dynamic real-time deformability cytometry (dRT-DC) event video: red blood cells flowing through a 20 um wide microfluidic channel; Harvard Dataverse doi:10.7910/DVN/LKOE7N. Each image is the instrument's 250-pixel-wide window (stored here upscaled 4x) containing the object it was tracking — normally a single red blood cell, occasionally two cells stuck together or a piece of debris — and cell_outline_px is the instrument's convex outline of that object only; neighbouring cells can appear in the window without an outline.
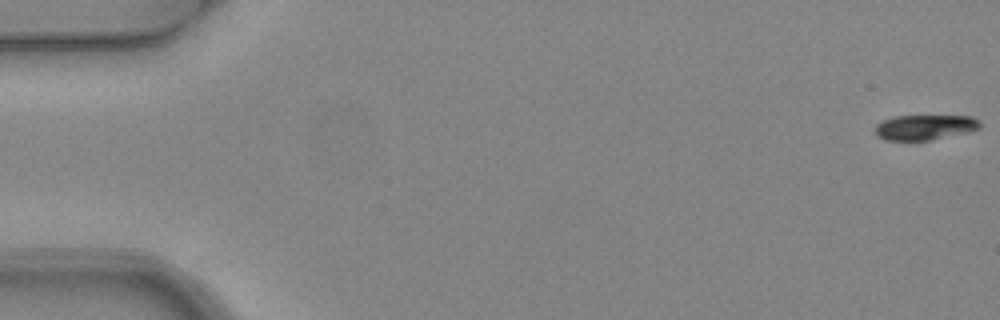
{"species": "common noctule bat (a hibernating species)", "species_latin": "Nyctalus noctula", "temperature_condition": "warm", "stored_images_in_passage": 5, "camera_frame_rate_fps": 3000, "um_per_image_px": 0.085, "animal": {"sex": "female", "body_mass_g": 24.6, "forearm_length_mm": 56.2}, "frame": {"image": 1, "passage_image": 1, "time_ms": 0.0, "image_size_px": [1000, 320], "cell_outline_px": [[980, 128], [968, 132], [928, 140], [884, 140], [876, 136], [876, 124], [884, 120], [896, 116], [972, 116], [980, 120]], "centroid_in_image_um": [78.62, 10.81], "position_along_channel_um": 6.4, "area_um2": 15.26}}
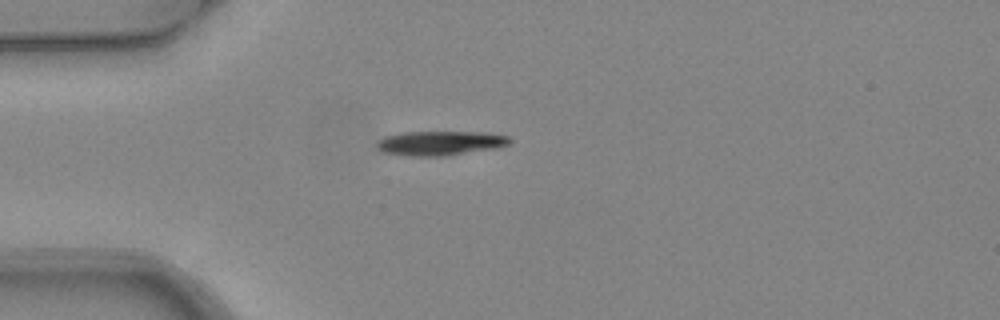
{"frame": {"image": 2, "passage_image": 5, "time_ms": 1.333, "image_size_px": [1000, 320], "cell_outline_px": [[512, 140], [508, 144], [496, 148], [444, 156], [408, 156], [384, 152], [376, 148], [376, 144], [384, 136], [404, 132], [484, 132], [508, 136]], "centroid_in_image_um": [37.4, 12.16], "position_along_channel_um": 47.6, "area_um2": 18.84}}